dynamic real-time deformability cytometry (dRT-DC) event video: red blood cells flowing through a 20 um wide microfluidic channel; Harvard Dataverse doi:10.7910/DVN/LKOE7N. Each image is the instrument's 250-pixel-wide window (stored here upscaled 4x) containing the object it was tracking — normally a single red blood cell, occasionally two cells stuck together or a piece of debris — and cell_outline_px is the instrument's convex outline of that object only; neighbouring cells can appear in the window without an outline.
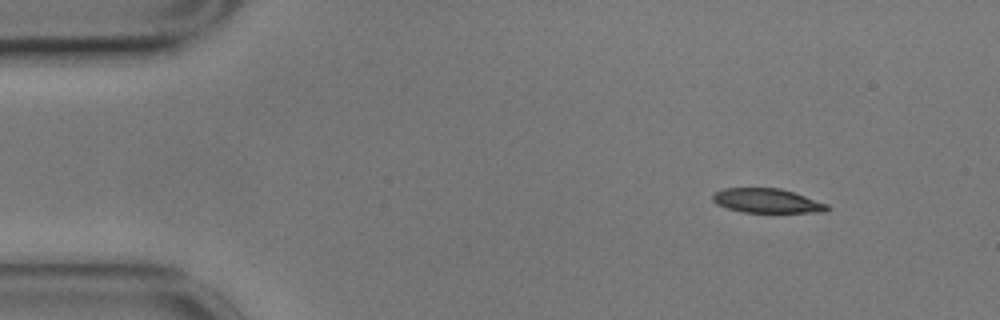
{"species": "common noctule bat (a hibernating species)", "species_latin": "Nyctalus noctula", "temperature_condition": "cold", "stored_images_in_passage": 51, "camera_frame_rate_fps": 3000, "um_per_image_px": 0.085, "animal": {"sex": "male", "body_mass_g": 17.9}, "frame": {"image": 1, "passage_image": 1, "time_ms": 0.0, "image_size_px": [1000, 320], "cell_outline_px": [[828, 212], [744, 212], [728, 208], [716, 204], [712, 200], [712, 196], [716, 192], [724, 188], [780, 188], [828, 204]], "centroid_in_image_um": [65.18, 17.06], "position_along_channel_um": 19.8, "area_um2": 16.01}}
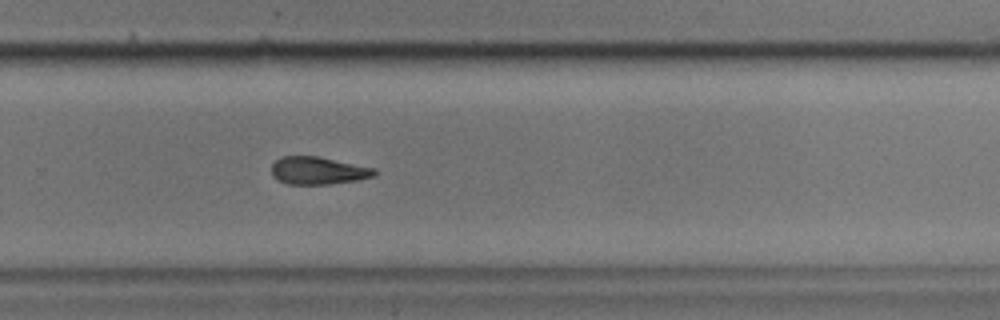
{"frame": {"image": 2, "passage_image": 32, "time_ms": 10.333, "image_size_px": [1000, 320], "cell_outline_px": [[376, 176], [356, 180], [328, 184], [288, 184], [276, 180], [272, 176], [272, 164], [280, 156], [316, 156], [376, 168]], "centroid_in_image_um": [27.02, 14.5], "position_along_channel_um": 302.8, "area_um2": 16.59}}
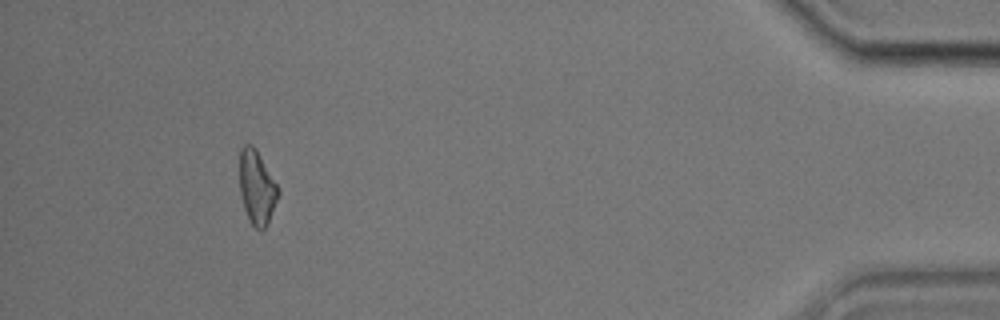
{"frame": {"image": 3, "passage_image": 47, "time_ms": 15.333, "image_size_px": [1000, 320], "cell_outline_px": [[280, 192], [268, 220], [264, 228], [260, 232], [252, 224], [244, 208], [240, 196], [240, 148], [244, 144], [252, 144], [256, 148], [276, 184]], "centroid_in_image_um": [21.81, 15.9], "position_along_channel_um": 413.4, "area_um2": 16.3}}